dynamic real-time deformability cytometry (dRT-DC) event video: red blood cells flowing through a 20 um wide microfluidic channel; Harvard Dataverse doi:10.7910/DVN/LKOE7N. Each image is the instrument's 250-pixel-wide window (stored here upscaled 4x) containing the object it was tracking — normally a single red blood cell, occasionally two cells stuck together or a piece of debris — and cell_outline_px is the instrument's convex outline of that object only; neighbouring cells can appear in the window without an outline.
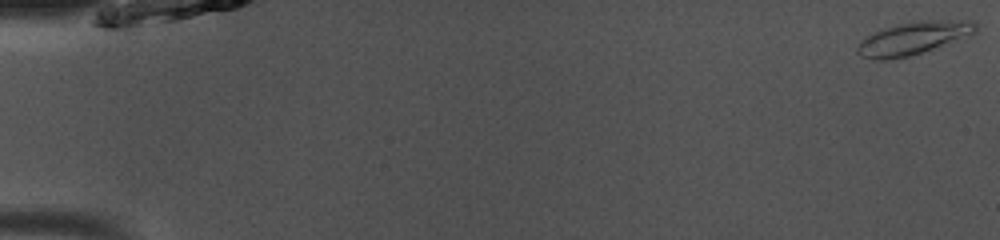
{"species": "common noctule bat (a hibernating species)", "species_latin": "Nyctalus noctula", "temperature_condition": "room temperature", "stored_images_in_passage": 50, "camera_frame_rate_fps": 3000, "um_per_image_px": 0.085, "animal": {"sex": "male", "body_mass_g": 13.0, "forearm_length_mm": 53.1}, "frame": {"image": 1, "passage_image": 1, "time_ms": 0.0, "image_size_px": [1000, 240], "cell_outline_px": [[976, 32], [932, 48], [908, 56], [888, 60], [872, 60], [860, 56], [856, 52], [856, 48], [868, 36], [884, 28], [896, 24], [920, 20], [972, 20], [976, 24]], "centroid_in_image_um": [77.59, 3.24], "position_along_channel_um": 7.4, "area_um2": 22.08}}
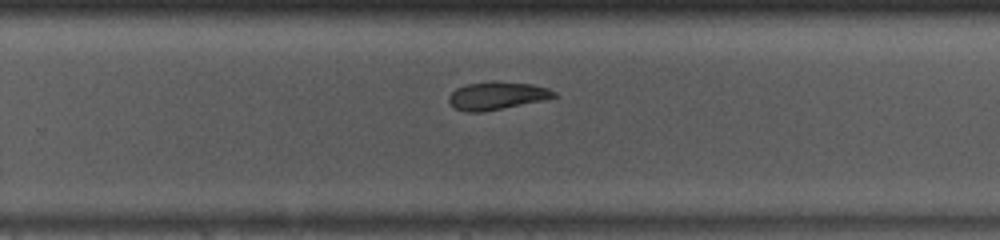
{"frame": {"image": 2, "passage_image": 33, "time_ms": 10.667, "image_size_px": [1000, 240], "cell_outline_px": [[556, 96], [544, 100], [480, 112], [468, 112], [456, 108], [448, 100], [448, 96], [456, 88], [468, 84], [492, 80], [496, 80], [532, 84], [548, 88], [556, 92]], "centroid_in_image_um": [42.24, 8.11], "position_along_channel_um": 287.6, "area_um2": 16.99}}
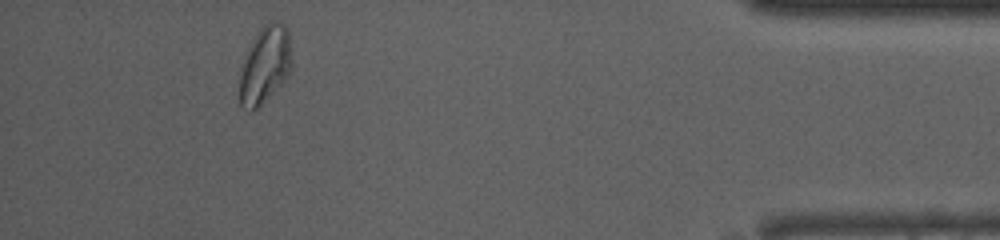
{"frame": {"image": 3, "passage_image": 46, "time_ms": 15.0, "image_size_px": [1000, 240], "cell_outline_px": [[292, 68], [288, 76], [260, 108], [252, 112], [248, 112], [240, 104], [240, 68], [244, 56], [252, 40], [260, 28], [272, 20], [284, 24], [288, 28], [292, 60]], "centroid_in_image_um": [22.53, 5.55], "position_along_channel_um": 412.7, "area_um2": 23.99}, "authors_computed_cell_mechanics": {"area_um2": 18.9006, "velocity_mm_per_s": 4.0684, "shape_relaxation_time_tau1_ms": null, "shape_relaxation_time_tau2_ms": 3.3065, "deformation_change_tau1": null, "deformation_change_tau2": 0.0826}}